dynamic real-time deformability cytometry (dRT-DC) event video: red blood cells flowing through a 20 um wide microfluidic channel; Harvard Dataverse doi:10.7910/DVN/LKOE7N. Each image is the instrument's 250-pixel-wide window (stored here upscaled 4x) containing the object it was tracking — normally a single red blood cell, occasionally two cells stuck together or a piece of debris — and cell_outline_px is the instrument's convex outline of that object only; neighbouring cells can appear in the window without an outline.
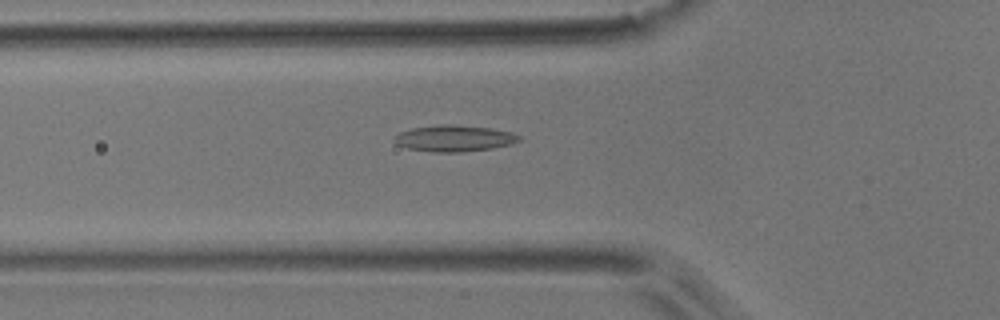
{"species": "common noctule bat (a hibernating species)", "species_latin": "Nyctalus noctula", "temperature_condition": "room temperature", "stored_images_in_passage": 48, "camera_frame_rate_fps": 3000, "um_per_image_px": 0.085, "animal": {"sex": "male", "body_mass_g": 17.9}, "frame": {"image": 1, "passage_image": 18, "time_ms": 5.667, "image_size_px": [1000, 320], "cell_outline_px": [[520, 140], [512, 144], [492, 148], [460, 152], [432, 152], [408, 148], [396, 144], [392, 140], [400, 132], [412, 128], [440, 124], [452, 124], [488, 128], [512, 132], [520, 136]], "centroid_in_image_um": [38.59, 11.76], "position_along_channel_um": 87.2, "area_um2": 19.07}}
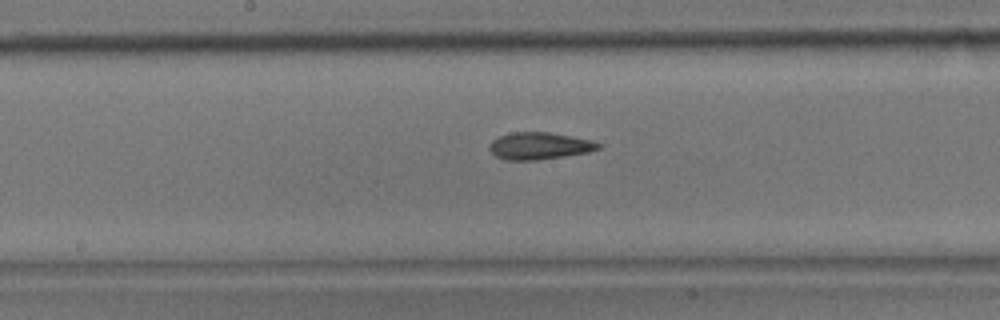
{"frame": {"image": 2, "passage_image": 27, "time_ms": 8.667, "image_size_px": [1000, 320], "cell_outline_px": [[600, 148], [588, 152], [564, 156], [536, 160], [504, 160], [496, 156], [488, 148], [492, 140], [500, 136], [512, 132], [548, 132], [592, 140], [600, 144]], "centroid_in_image_um": [45.83, 12.4], "position_along_channel_um": 202.4, "area_um2": 17.05}}
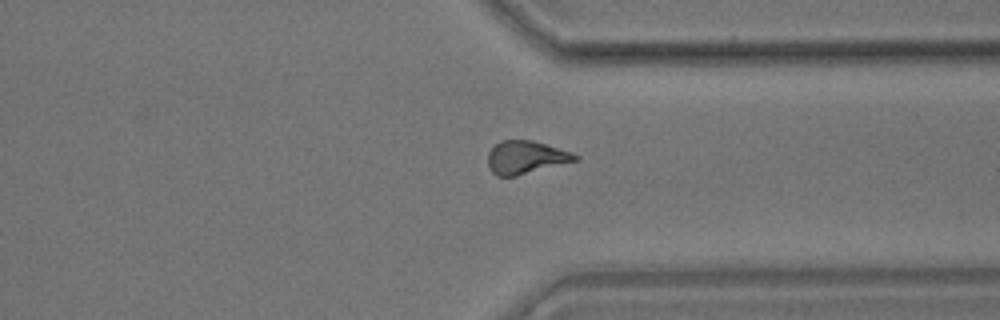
{"frame": {"image": 3, "passage_image": 40, "time_ms": 13.0, "image_size_px": [1000, 320], "cell_outline_px": [[580, 160], [516, 176], [496, 176], [488, 168], [488, 152], [500, 140], [532, 140], [572, 152], [580, 156]], "centroid_in_image_um": [44.71, 13.38], "position_along_channel_um": 366.7, "area_um2": 16.94}}